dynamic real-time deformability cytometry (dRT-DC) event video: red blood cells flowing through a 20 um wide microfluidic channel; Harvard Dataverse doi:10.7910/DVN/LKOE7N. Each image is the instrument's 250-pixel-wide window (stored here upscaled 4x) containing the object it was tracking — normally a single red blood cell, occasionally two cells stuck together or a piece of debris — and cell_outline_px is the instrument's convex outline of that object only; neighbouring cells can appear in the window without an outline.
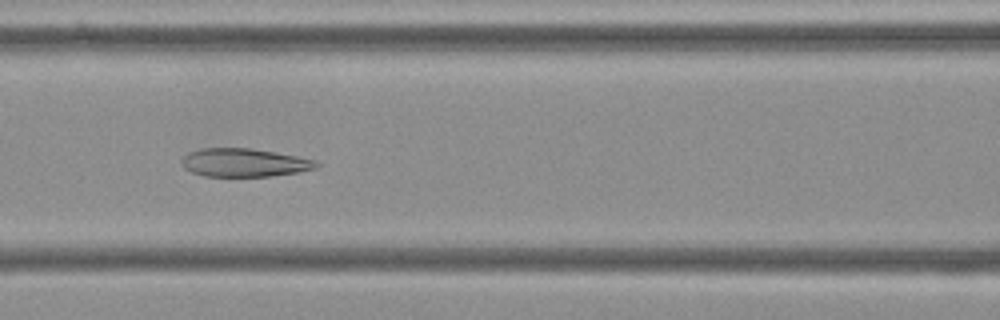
{"species": "Egyptian fruit bat (a non-hibernating species)", "species_latin": "Rousettus aegyptiacus", "temperature_condition": "cold", "stored_images_in_passage": 51, "camera_frame_rate_fps": 3000, "um_per_image_px": 0.085, "frame": {"image": 1, "passage_image": 19, "time_ms": 6.0, "image_size_px": [1000, 320], "cell_outline_px": [[320, 164], [316, 168], [300, 172], [268, 176], [204, 176], [192, 172], [184, 168], [180, 160], [188, 152], [200, 148], [248, 148], [296, 156], [316, 160]], "centroid_in_image_um": [20.73, 13.82], "position_along_channel_um": 145.9, "area_um2": 22.14}}
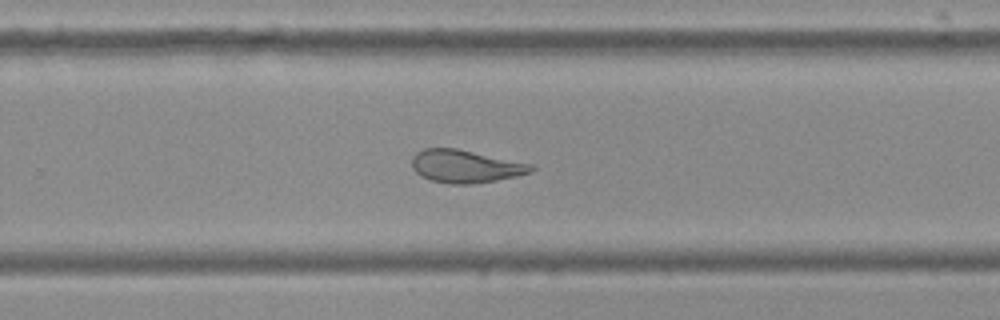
{"frame": {"image": 2, "passage_image": 31, "time_ms": 10.0, "image_size_px": [1000, 320], "cell_outline_px": [[536, 168], [532, 172], [516, 176], [496, 180], [472, 184], [452, 184], [432, 180], [420, 176], [412, 168], [412, 156], [416, 152], [424, 148], [456, 148], [536, 164]], "centroid_in_image_um": [39.6, 14.13], "position_along_channel_um": 290.2, "area_um2": 23.06}}
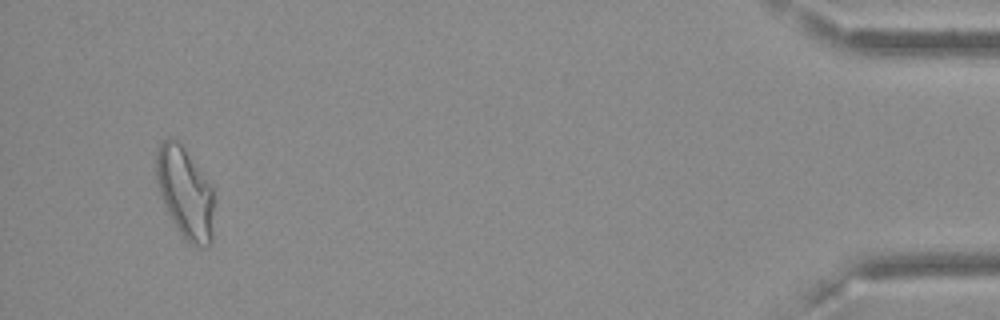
{"frame": {"image": 3, "passage_image": 48, "time_ms": 15.667, "image_size_px": [1000, 320], "cell_outline_px": [[212, 240], [208, 244], [196, 248], [184, 240], [176, 228], [164, 204], [156, 180], [156, 148], [164, 140], [180, 140], [212, 188]], "centroid_in_image_um": [15.71, 16.39], "position_along_channel_um": 419.5, "area_um2": 30.4}, "authors_computed_cell_mechanics": {"area_um2": 25.432, "velocity_mm_per_s": 3.6124, "shape_relaxation_time_tau1_ms": null, "shape_relaxation_time_tau2_ms": 1.8269, "deformation_change_tau1": null, "deformation_change_tau2": 0.0916}}